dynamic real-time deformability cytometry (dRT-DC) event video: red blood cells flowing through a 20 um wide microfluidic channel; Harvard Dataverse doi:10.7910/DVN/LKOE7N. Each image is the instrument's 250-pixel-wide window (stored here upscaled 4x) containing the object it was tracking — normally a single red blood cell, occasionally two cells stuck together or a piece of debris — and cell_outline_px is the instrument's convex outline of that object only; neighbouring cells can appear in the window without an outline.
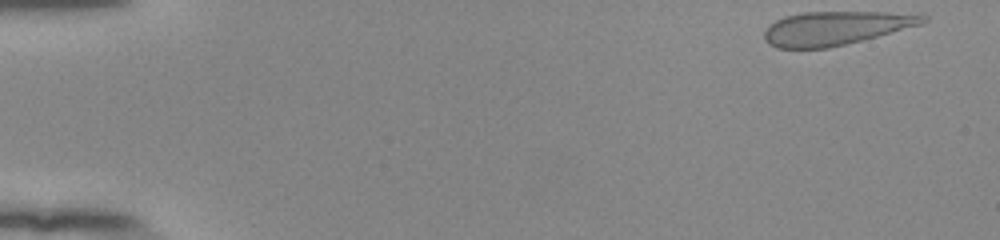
{"species": "human", "species_latin": "Homo sapiens", "temperature_condition": "room temperature", "stored_images_in_passage": 51, "camera_frame_rate_fps": 3000, "um_per_image_px": 0.085, "donor": {"sex": "female"}, "frame": {"image": 1, "passage_image": 1, "time_ms": 0.0, "image_size_px": [1000, 240], "cell_outline_px": [[928, 20], [920, 24], [876, 36], [828, 48], [776, 48], [768, 44], [764, 40], [764, 32], [768, 24], [784, 16], [804, 12], [920, 12], [928, 16]], "centroid_in_image_um": [71.03, 2.37], "position_along_channel_um": 14.0, "area_um2": 31.27}}
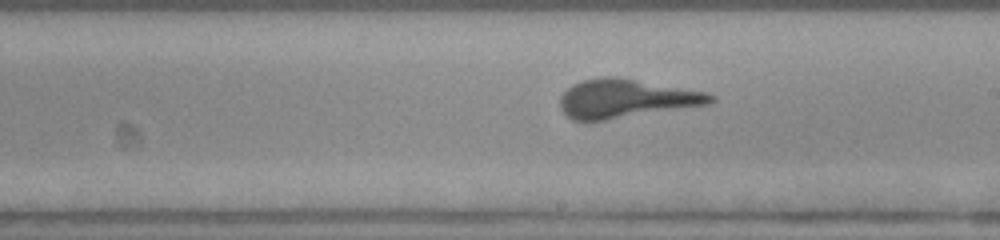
{"frame": {"image": 2, "passage_image": 29, "time_ms": 9.333, "image_size_px": [1000, 240], "cell_outline_px": [[716, 100], [708, 104], [604, 120], [572, 120], [560, 108], [560, 96], [572, 84], [580, 80], [608, 76], [616, 76], [708, 92], [716, 96]], "centroid_in_image_um": [53.2, 8.36], "position_along_channel_um": 235.8, "area_um2": 33.7}}
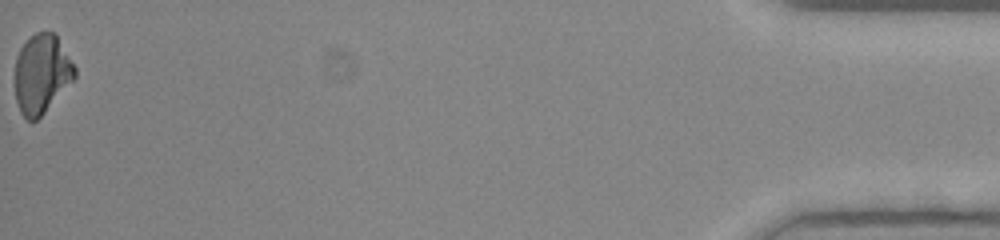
{"frame": {"image": 3, "passage_image": 51, "time_ms": 16.667, "image_size_px": [1000, 240], "cell_outline_px": [[76, 76], [44, 112], [36, 120], [28, 120], [20, 112], [16, 100], [16, 56], [20, 48], [36, 32], [56, 32], [76, 68]], "centroid_in_image_um": [3.55, 6.24], "position_along_channel_um": 431.6, "area_um2": 27.17}}